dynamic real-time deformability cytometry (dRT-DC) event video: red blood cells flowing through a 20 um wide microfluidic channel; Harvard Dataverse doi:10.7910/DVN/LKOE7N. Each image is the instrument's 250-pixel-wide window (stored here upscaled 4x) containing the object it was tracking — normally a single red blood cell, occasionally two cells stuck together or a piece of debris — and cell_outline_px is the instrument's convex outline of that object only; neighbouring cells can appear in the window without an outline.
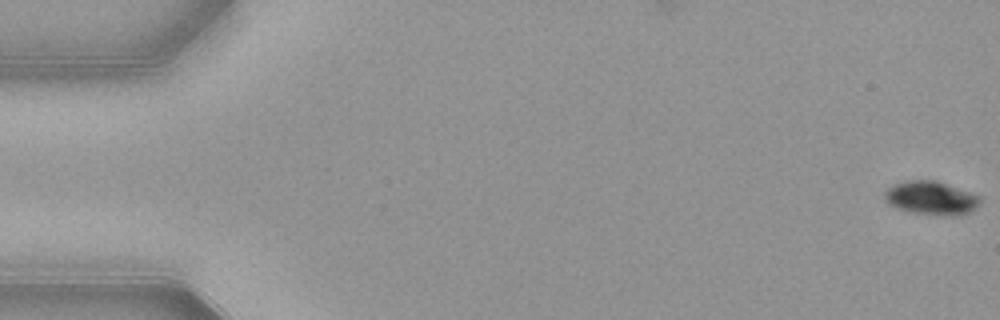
{"species": "common noctule bat (a hibernating species)", "species_latin": "Nyctalus noctula", "temperature_condition": "warm", "stored_images_in_passage": 15, "camera_frame_rate_fps": 3000, "um_per_image_px": 0.085, "animal": {"sex": "female", "body_mass_g": 21.9}, "frame": {"image": 1, "passage_image": 1, "time_ms": 0.0, "image_size_px": [1000, 320], "cell_outline_px": [[980, 204], [976, 208], [960, 216], [944, 216], [912, 212], [896, 208], [888, 204], [884, 200], [884, 192], [892, 184], [908, 180], [936, 180], [980, 196]], "centroid_in_image_um": [79.13, 16.84], "position_along_channel_um": 5.9, "area_um2": 18.84}}